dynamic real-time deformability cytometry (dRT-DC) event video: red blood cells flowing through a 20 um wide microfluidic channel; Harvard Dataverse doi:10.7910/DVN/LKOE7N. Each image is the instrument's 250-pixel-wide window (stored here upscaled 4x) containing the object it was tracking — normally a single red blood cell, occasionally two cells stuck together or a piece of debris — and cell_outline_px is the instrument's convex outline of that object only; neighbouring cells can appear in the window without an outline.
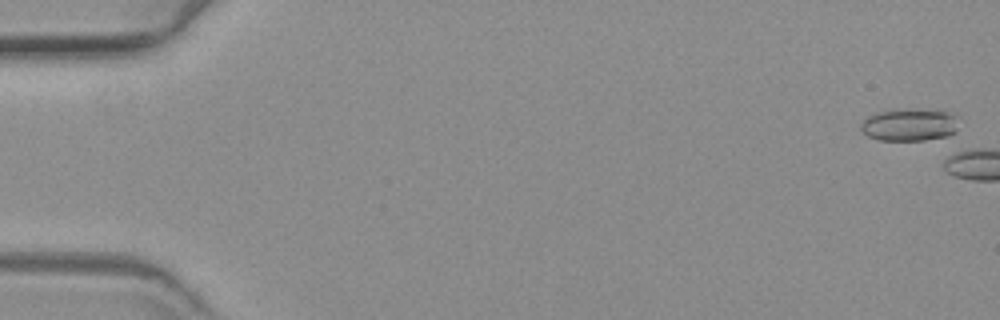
{"species": "common noctule bat (a hibernating species)", "species_latin": "Nyctalus noctula", "temperature_condition": "warm", "stored_images_in_passage": 5, "camera_frame_rate_fps": 3000, "um_per_image_px": 0.085, "animal": {"sex": "female", "body_mass_g": 19.3, "forearm_length_mm": 54.1}, "frame": {"image": 1, "passage_image": 2, "time_ms": 0.333, "image_size_px": [1000, 320], "cell_outline_px": [[960, 116], [956, 132], [948, 136], [924, 140], [880, 140], [868, 136], [860, 128], [860, 124], [868, 116], [876, 112], [900, 108], [912, 108], [948, 112]], "centroid_in_image_um": [77.34, 10.58], "position_along_channel_um": 7.7, "area_um2": 18.9}}